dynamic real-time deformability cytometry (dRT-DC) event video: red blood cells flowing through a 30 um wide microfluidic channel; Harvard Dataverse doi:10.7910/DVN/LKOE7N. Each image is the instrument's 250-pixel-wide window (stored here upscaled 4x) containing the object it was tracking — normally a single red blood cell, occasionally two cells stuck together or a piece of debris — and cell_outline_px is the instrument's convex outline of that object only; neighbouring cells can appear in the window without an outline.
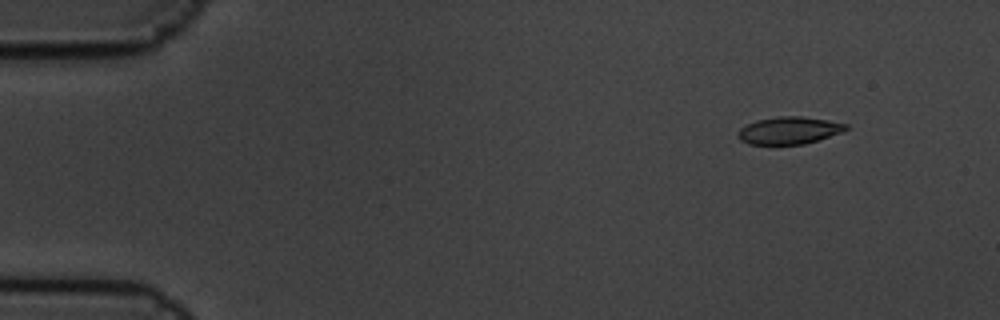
{"species": "common noctule bat (a hibernating species)", "species_latin": "Nyctalus noctula", "temperature_condition": "cold", "stored_images_in_passage": 9, "camera_frame_rate_fps": 3000, "um_per_image_px": 0.085, "animal": {"sex": "male", "body_mass_g": 19.5, "forearm_length_mm": 54.6}, "frame": {"image": 1, "passage_image": 2, "time_ms": 0.333, "image_size_px": [1000, 320], "cell_outline_px": [[848, 128], [844, 132], [804, 144], [748, 144], [740, 140], [736, 136], [736, 132], [740, 128], [756, 120], [780, 116], [800, 116], [828, 120], [848, 124]], "centroid_in_image_um": [67.06, 11.09], "position_along_channel_um": 17.9, "area_um2": 17.28}}
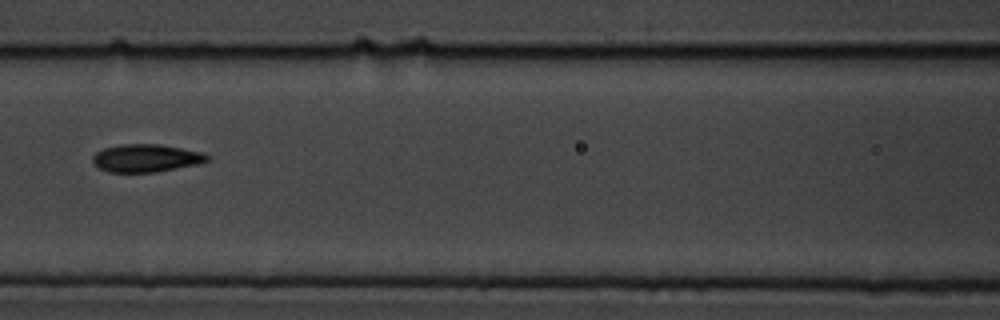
{"frame": {"image": 2, "passage_image": 8, "time_ms": 2.333, "image_size_px": [1000, 320], "cell_outline_px": [[212, 156], [208, 160], [196, 164], [156, 172], [108, 172], [92, 164], [92, 156], [96, 152], [104, 148], [120, 144], [160, 144], [200, 152]], "centroid_in_image_um": [12.37, 13.44], "position_along_channel_um": 154.2, "area_um2": 18.5}}
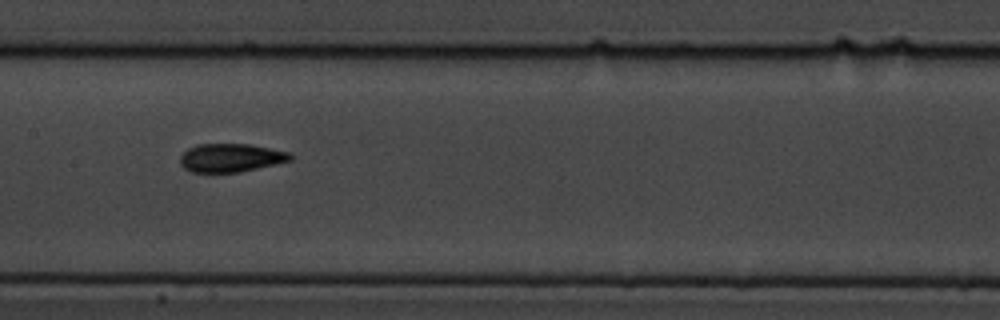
{"frame": {"image": 3, "passage_image": 9, "time_ms": 2.667, "image_size_px": [1000, 320], "cell_outline_px": [[292, 160], [240, 172], [192, 172], [184, 168], [180, 164], [180, 156], [188, 148], [196, 144], [248, 144], [292, 152]], "centroid_in_image_um": [19.62, 13.4], "position_along_channel_um": 187.8, "area_um2": 18.26}}